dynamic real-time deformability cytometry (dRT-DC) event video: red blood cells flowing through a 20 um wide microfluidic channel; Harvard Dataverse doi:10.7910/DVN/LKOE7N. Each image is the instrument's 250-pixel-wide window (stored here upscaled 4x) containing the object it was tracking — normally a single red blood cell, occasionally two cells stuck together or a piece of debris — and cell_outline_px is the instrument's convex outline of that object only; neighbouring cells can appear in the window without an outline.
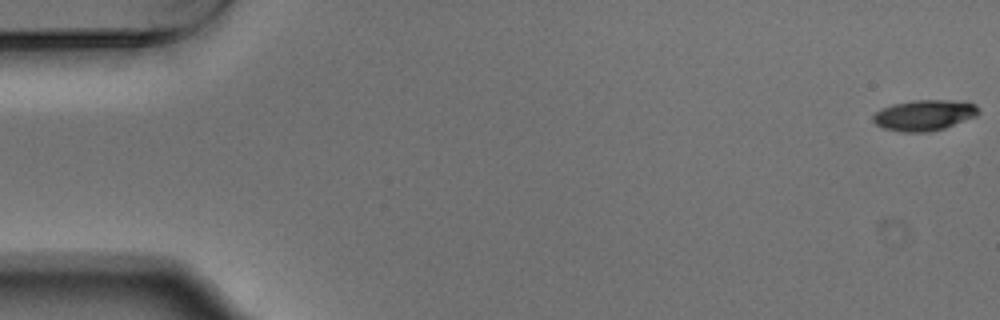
{"species": "Egyptian fruit bat (a non-hibernating species)", "species_latin": "Rousettus aegyptiacus", "temperature_condition": "warm", "stored_images_in_passage": 55, "camera_frame_rate_fps": 3000, "um_per_image_px": 0.085, "animal": {"sex": "male"}, "frame": {"image": 1, "passage_image": 1, "time_ms": 0.0, "image_size_px": [1000, 320], "cell_outline_px": [[980, 112], [976, 116], [944, 128], [928, 132], [900, 132], [884, 128], [876, 124], [872, 120], [872, 116], [880, 108], [892, 104], [912, 100], [968, 100], [976, 104], [980, 108]], "centroid_in_image_um": [78.59, 9.77], "position_along_channel_um": 6.4, "area_um2": 19.25}}
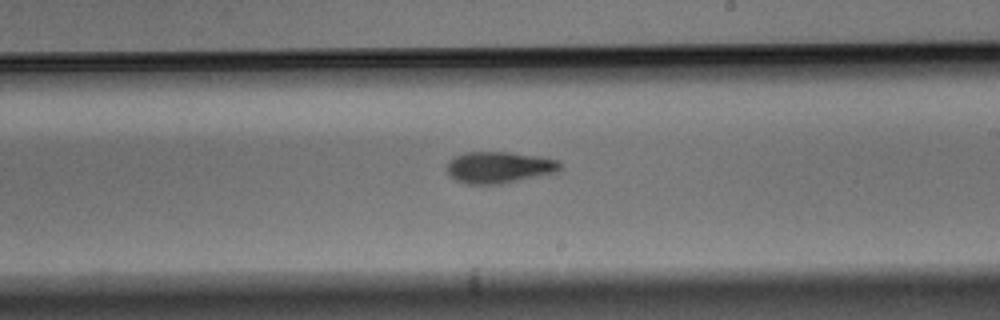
{"frame": {"image": 2, "passage_image": 32, "time_ms": 10.333, "image_size_px": [1000, 320], "cell_outline_px": [[560, 172], [500, 184], [464, 184], [448, 176], [444, 168], [448, 160], [464, 152], [508, 152], [540, 156], [560, 160]], "centroid_in_image_um": [42.39, 14.23], "position_along_channel_um": 246.6, "area_um2": 21.27}}
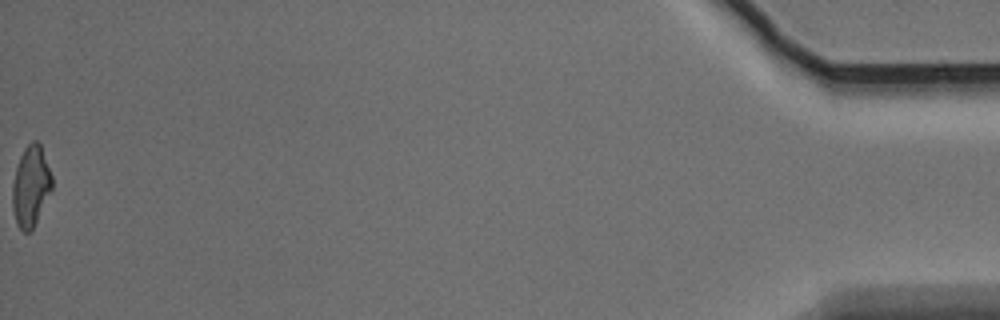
{"frame": {"image": 3, "passage_image": 55, "time_ms": 18.0, "image_size_px": [1000, 320], "cell_outline_px": [[52, 188], [32, 228], [28, 232], [24, 232], [16, 224], [12, 208], [12, 184], [16, 168], [20, 156], [24, 148], [32, 140], [36, 140], [40, 144], [52, 176]], "centroid_in_image_um": [2.59, 15.8], "position_along_channel_um": 432.6, "area_um2": 18.32}, "authors_computed_cell_mechanics": {"area_um2": 19.7098, "velocity_mm_per_s": 3.7306, "shape_relaxation_time_tau1_ms": 3.5929, "shape_relaxation_time_tau2_ms": 9.3297, "deformation_change_tau1": 0.1581, "deformation_change_tau2": 0.2053}}